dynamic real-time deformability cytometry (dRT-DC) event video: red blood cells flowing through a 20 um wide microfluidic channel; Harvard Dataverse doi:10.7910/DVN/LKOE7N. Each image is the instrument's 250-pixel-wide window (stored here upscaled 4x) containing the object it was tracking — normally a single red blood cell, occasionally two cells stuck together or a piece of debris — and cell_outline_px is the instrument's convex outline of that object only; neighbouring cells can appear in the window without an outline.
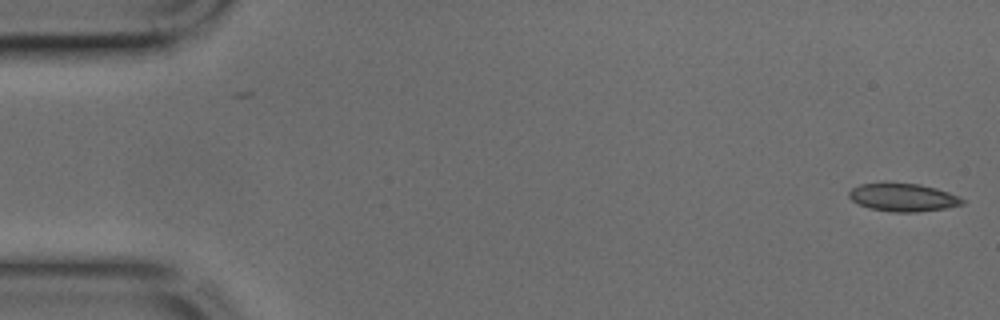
{"species": "common noctule bat (a hibernating species)", "species_latin": "Nyctalus noctula", "temperature_condition": "cold", "stored_images_in_passage": 2, "camera_frame_rate_fps": 3000, "um_per_image_px": 0.085, "animal": {"sex": "male", "body_mass_g": 17.9, "forearm_length_mm": 54.2}, "frame": {"image": 1, "passage_image": 2, "time_ms": 0.333, "image_size_px": [1000, 320], "cell_outline_px": [[964, 204], [948, 208], [916, 212], [892, 212], [872, 208], [860, 204], [852, 200], [848, 196], [848, 192], [852, 188], [860, 184], [884, 180], [920, 184], [936, 188], [960, 196], [964, 200]], "centroid_in_image_um": [76.75, 16.73], "position_along_channel_um": 8.2, "area_um2": 19.07}}